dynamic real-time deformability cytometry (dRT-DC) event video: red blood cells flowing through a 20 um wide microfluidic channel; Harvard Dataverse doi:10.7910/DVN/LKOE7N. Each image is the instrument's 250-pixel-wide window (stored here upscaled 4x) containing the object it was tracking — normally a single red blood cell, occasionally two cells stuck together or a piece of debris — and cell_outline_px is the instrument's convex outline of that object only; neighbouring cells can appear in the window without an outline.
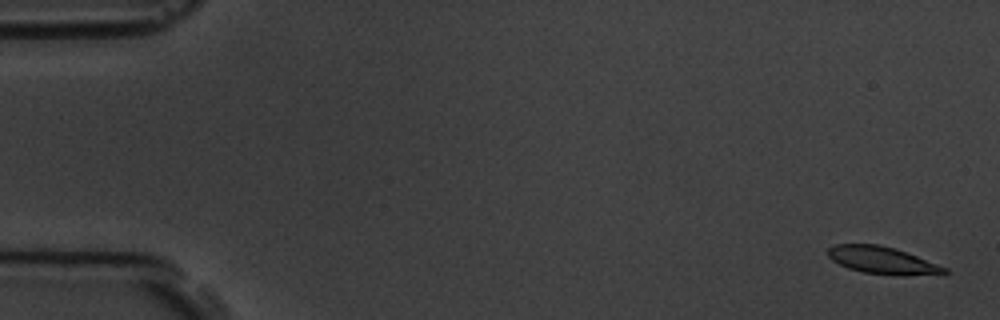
{"species": "common noctule bat (a hibernating species)", "species_latin": "Nyctalus noctula", "temperature_condition": "room temperature", "stored_images_in_passage": 9, "camera_frame_rate_fps": 3000, "um_per_image_px": 0.085, "animal": {"sex": "male", "body_mass_g": 19.5, "forearm_length_mm": 54.6}, "frame": {"image": 1, "passage_image": 1, "time_ms": 0.0, "image_size_px": [1000, 320], "cell_outline_px": [[952, 272], [904, 276], [900, 276], [864, 272], [848, 268], [832, 260], [828, 256], [828, 248], [836, 244], [880, 244], [896, 248], [948, 268]], "centroid_in_image_um": [75.02, 22.12], "position_along_channel_um": 10.0, "area_um2": 18.5}}
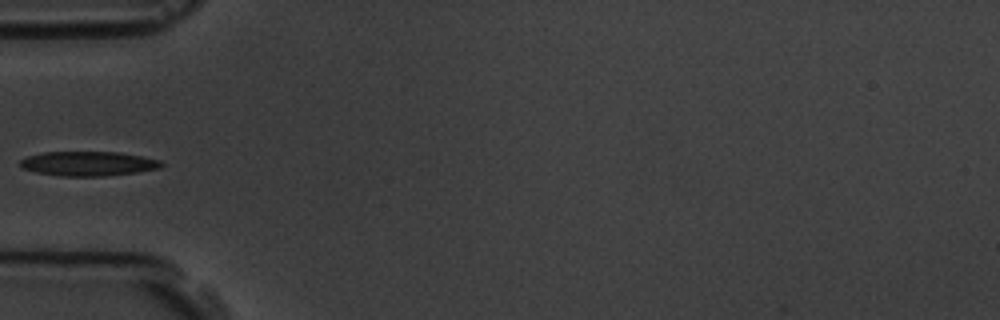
{"frame": {"image": 2, "passage_image": 5, "time_ms": 5.667, "image_size_px": [1000, 320], "cell_outline_px": [[164, 164], [160, 168], [136, 172], [104, 176], [60, 176], [36, 172], [24, 168], [20, 164], [20, 160], [28, 156], [44, 152], [120, 152], [160, 160]], "centroid_in_image_um": [7.51, 13.91], "position_along_channel_um": 77.5, "area_um2": 20.0}}
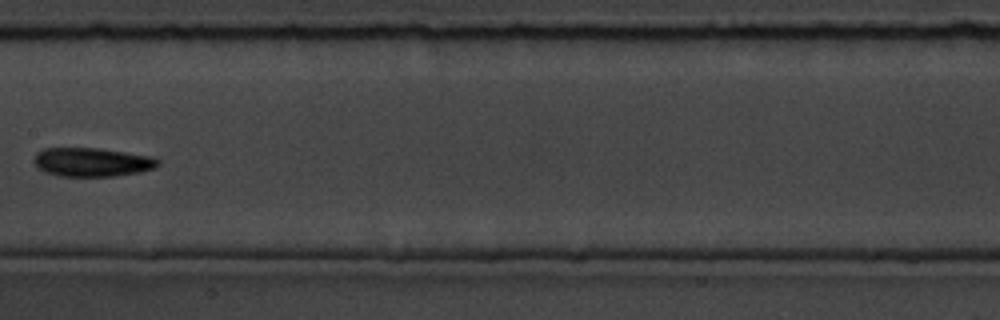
{"frame": {"image": 3, "passage_image": 8, "time_ms": 9.0, "image_size_px": [1000, 320], "cell_outline_px": [[160, 164], [156, 168], [140, 172], [116, 176], [56, 176], [44, 172], [32, 160], [36, 152], [44, 148], [96, 148], [152, 156], [160, 160]], "centroid_in_image_um": [7.83, 13.78], "position_along_channel_um": 199.6, "area_um2": 20.98}}